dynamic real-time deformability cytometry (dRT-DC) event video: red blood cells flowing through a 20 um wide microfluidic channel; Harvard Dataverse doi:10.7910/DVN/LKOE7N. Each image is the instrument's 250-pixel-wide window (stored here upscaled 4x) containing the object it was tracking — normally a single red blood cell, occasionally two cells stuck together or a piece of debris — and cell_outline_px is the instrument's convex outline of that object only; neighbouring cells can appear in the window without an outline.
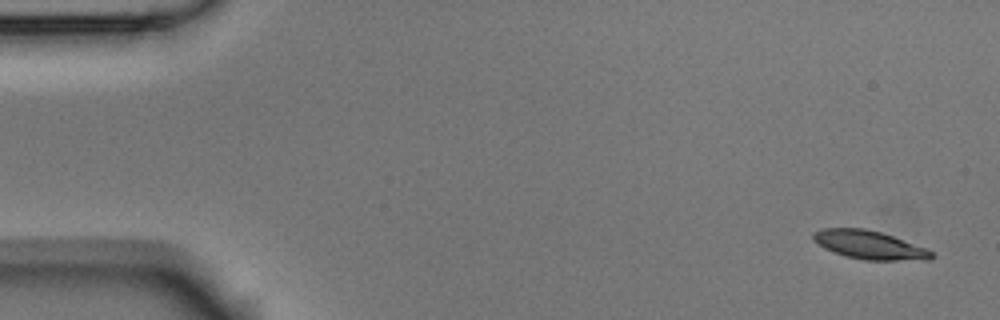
{"species": "Egyptian fruit bat (a non-hibernating species)", "species_latin": "Rousettus aegyptiacus", "temperature_condition": "room temperature", "stored_images_in_passage": 5, "camera_frame_rate_fps": 3000, "um_per_image_px": 0.085, "animal": {"sex": "male"}, "frame": {"image": 1, "passage_image": 1, "time_ms": 0.0, "image_size_px": [1000, 320], "cell_outline_px": [[936, 256], [928, 260], [864, 260], [832, 252], [824, 248], [812, 240], [812, 232], [820, 228], [864, 228], [880, 232], [928, 248]], "centroid_in_image_um": [73.89, 20.81], "position_along_channel_um": 11.1, "area_um2": 19.77}}
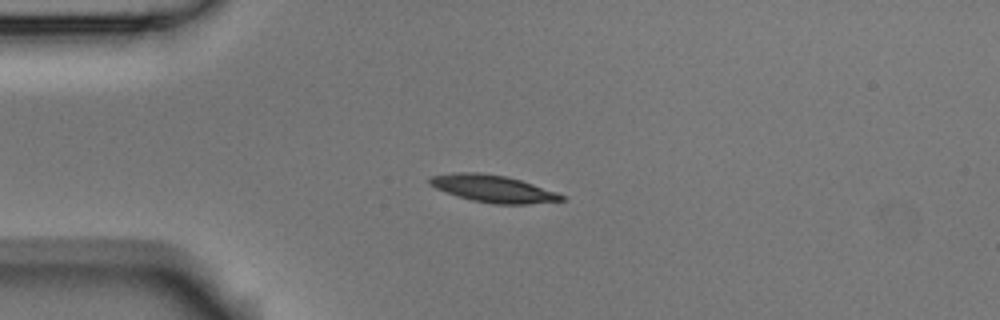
{"frame": {"image": 2, "passage_image": 4, "time_ms": 1.0, "image_size_px": [1000, 320], "cell_outline_px": [[564, 200], [528, 204], [492, 204], [472, 200], [436, 188], [428, 184], [428, 176], [452, 172], [480, 172], [508, 176], [556, 192], [564, 196]], "centroid_in_image_um": [41.86, 16.02], "position_along_channel_um": 43.1, "area_um2": 20.81}}